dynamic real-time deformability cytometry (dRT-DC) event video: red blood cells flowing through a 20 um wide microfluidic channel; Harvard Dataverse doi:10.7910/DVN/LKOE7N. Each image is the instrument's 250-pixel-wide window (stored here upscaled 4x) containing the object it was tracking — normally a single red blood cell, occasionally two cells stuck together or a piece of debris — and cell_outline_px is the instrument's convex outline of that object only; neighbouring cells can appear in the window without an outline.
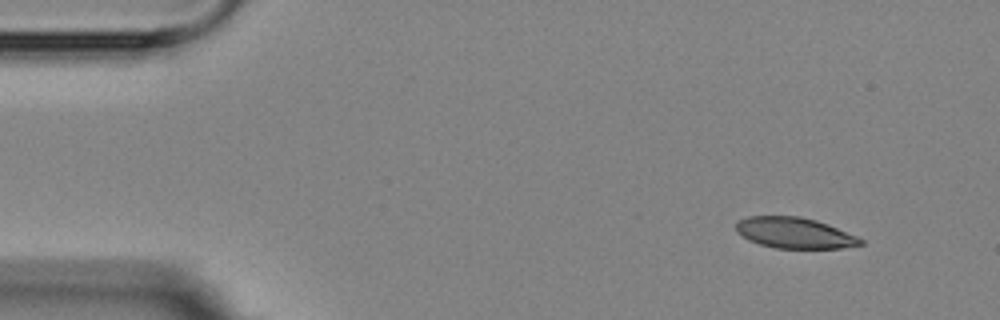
{"species": "Egyptian fruit bat (a non-hibernating species)", "species_latin": "Rousettus aegyptiacus", "temperature_condition": "room temperature", "stored_images_in_passage": 4, "segment_of_instrument_passage": [1, 2], "camera_frame_rate_fps": 3000, "um_per_image_px": 0.085, "animal": {"sex": "female"}, "frame": {"image": 1, "passage_image": 1, "time_ms": 0.0, "image_size_px": [1000, 320], "cell_outline_px": [[864, 244], [840, 248], [776, 248], [760, 244], [748, 240], [736, 232], [736, 224], [740, 220], [748, 216], [800, 216], [816, 220], [828, 224], [856, 236], [864, 240]], "centroid_in_image_um": [67.53, 19.79], "position_along_channel_um": 17.5, "area_um2": 22.31}}
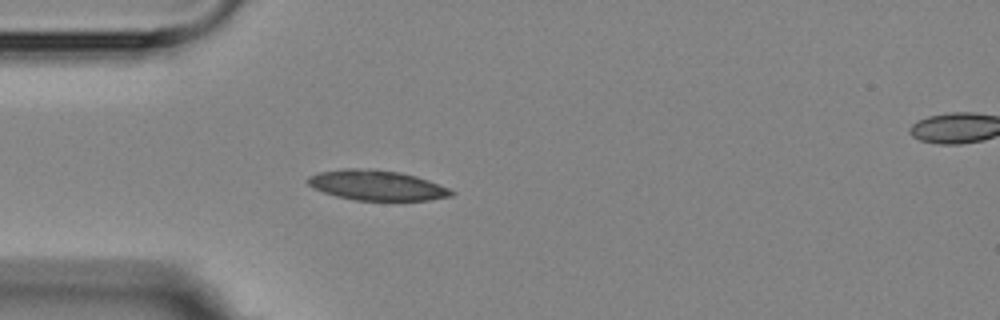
{"frame": {"image": 2, "passage_image": 3, "time_ms": 3.333, "image_size_px": [1000, 320], "cell_outline_px": [[456, 192], [452, 196], [428, 200], [356, 200], [336, 196], [324, 192], [308, 184], [308, 176], [320, 172], [344, 168], [356, 168], [400, 172], [416, 176], [428, 180], [448, 188]], "centroid_in_image_um": [32.04, 15.75], "position_along_channel_um": 53.0, "area_um2": 24.85}}